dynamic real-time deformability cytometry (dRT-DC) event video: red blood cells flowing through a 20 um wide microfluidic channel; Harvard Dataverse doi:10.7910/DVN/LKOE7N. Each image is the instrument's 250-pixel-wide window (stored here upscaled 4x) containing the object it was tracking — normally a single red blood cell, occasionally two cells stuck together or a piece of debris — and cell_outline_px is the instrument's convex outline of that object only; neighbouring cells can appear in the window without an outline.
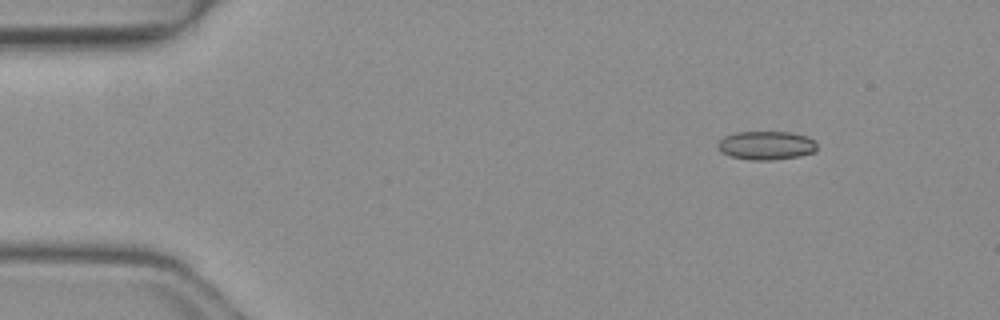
{"species": "common noctule bat (a hibernating species)", "species_latin": "Nyctalus noctula", "temperature_condition": "warm", "stored_images_in_passage": 45, "camera_frame_rate_fps": 3000, "um_per_image_px": 0.085, "animal": {"sex": "female", "body_mass_g": 19.3, "forearm_length_mm": 54.1}, "frame": {"image": 1, "passage_image": 1, "time_ms": 0.0, "image_size_px": [1000, 320], "cell_outline_px": [[816, 152], [800, 156], [772, 160], [752, 160], [732, 156], [720, 152], [716, 148], [716, 144], [724, 136], [736, 132], [788, 132], [808, 136], [816, 144]], "centroid_in_image_um": [65.11, 12.36], "position_along_channel_um": 19.9, "area_um2": 16.65}}
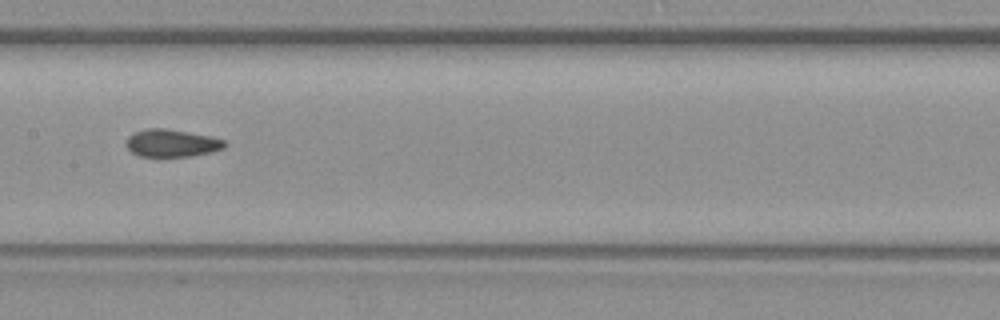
{"frame": {"image": 2, "passage_image": 20, "time_ms": 6.333, "image_size_px": [1000, 320], "cell_outline_px": [[228, 144], [224, 148], [212, 152], [192, 156], [140, 156], [132, 152], [124, 144], [128, 136], [136, 132], [148, 128], [164, 128], [212, 136], [224, 140]], "centroid_in_image_um": [14.62, 12.16], "position_along_channel_um": 192.8, "area_um2": 15.84}}
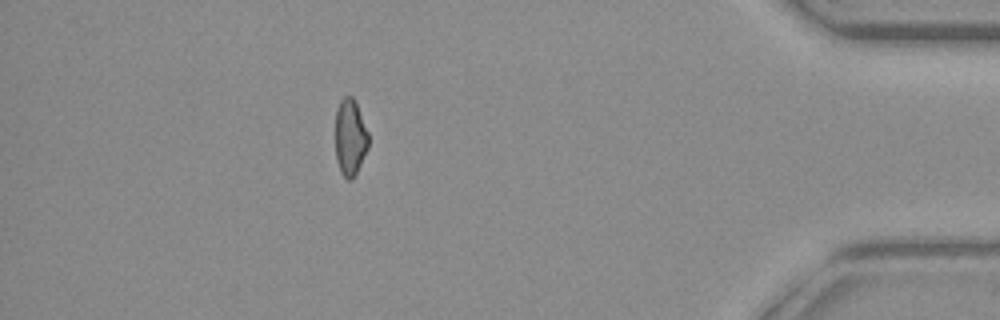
{"frame": {"image": 3, "passage_image": 39, "time_ms": 12.667, "image_size_px": [1000, 320], "cell_outline_px": [[368, 148], [352, 180], [348, 180], [340, 172], [336, 160], [336, 108], [340, 100], [344, 96], [352, 96], [356, 104], [368, 132]], "centroid_in_image_um": [29.75, 11.68], "position_along_channel_um": 405.5, "area_um2": 14.62}, "authors_computed_cell_mechanics": {"area_um2": 15.7216, "velocity_mm_per_s": 4.1662, "shape_relaxation_time_tau1_ms": null, "shape_relaxation_time_tau2_ms": 2.1953, "deformation_change_tau1": null, "deformation_change_tau2": 0.0732}}